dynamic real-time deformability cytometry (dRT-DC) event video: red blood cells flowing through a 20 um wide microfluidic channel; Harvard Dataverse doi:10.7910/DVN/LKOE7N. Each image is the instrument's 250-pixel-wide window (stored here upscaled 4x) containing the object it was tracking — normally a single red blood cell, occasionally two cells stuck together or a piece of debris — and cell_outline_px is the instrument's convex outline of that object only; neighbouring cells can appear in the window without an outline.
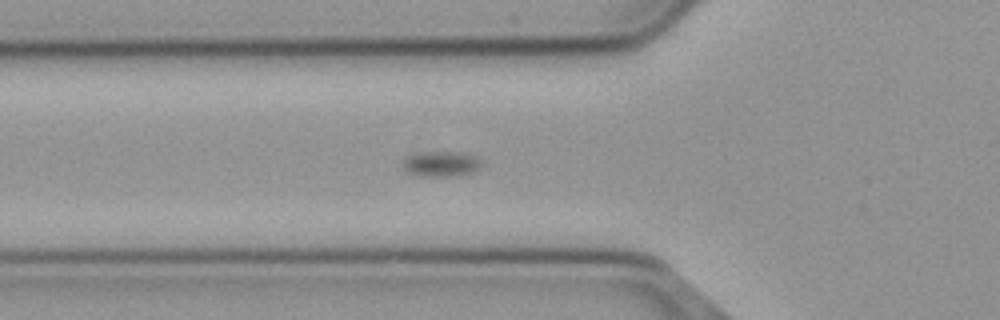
{"species": "common noctule bat (a hibernating species)", "species_latin": "Nyctalus noctula", "temperature_condition": "cold", "stored_images_in_passage": 58, "camera_frame_rate_fps": 3000, "um_per_image_px": 0.085, "animal": {"sex": "male", "body_mass_g": 23.1, "forearm_length_mm": 52.7}, "frame": {"image": 1, "passage_image": 21, "time_ms": 6.667, "image_size_px": [1000, 320], "cell_outline_px": [[480, 168], [476, 172], [460, 176], [412, 176], [404, 172], [400, 168], [400, 160], [404, 156], [424, 152], [460, 152], [472, 156], [480, 160]], "centroid_in_image_um": [37.36, 13.96], "position_along_channel_um": 88.4, "area_um2": 12.2}}